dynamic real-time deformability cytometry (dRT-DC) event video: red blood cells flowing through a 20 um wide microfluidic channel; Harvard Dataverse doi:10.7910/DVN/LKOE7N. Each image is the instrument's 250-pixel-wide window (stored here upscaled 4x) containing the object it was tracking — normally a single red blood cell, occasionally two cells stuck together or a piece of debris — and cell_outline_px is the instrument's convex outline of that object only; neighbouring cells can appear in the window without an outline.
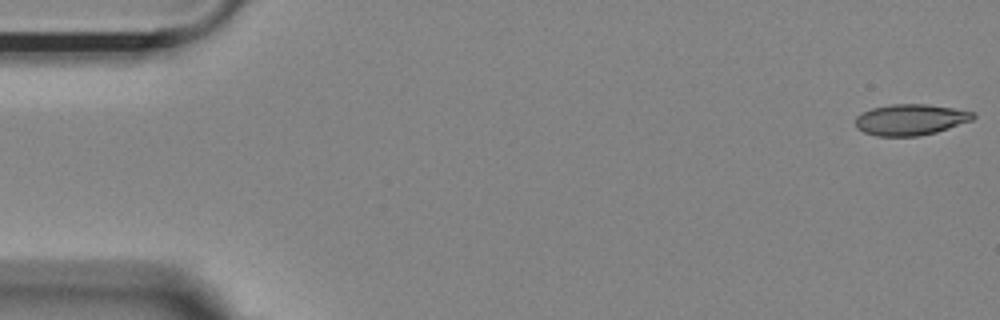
{"species": "Egyptian fruit bat (a non-hibernating species)", "species_latin": "Rousettus aegyptiacus", "temperature_condition": "room temperature", "stored_images_in_passage": 16, "camera_frame_rate_fps": 3000, "um_per_image_px": 0.085, "animal": {"sex": "female"}, "frame": {"image": 1, "passage_image": 1, "time_ms": 0.0, "image_size_px": [1000, 320], "cell_outline_px": [[976, 116], [972, 120], [936, 132], [920, 136], [876, 136], [864, 132], [856, 128], [856, 116], [872, 108], [892, 104], [928, 104], [952, 108], [972, 112]], "centroid_in_image_um": [77.37, 10.17], "position_along_channel_um": 7.6, "area_um2": 21.15}}
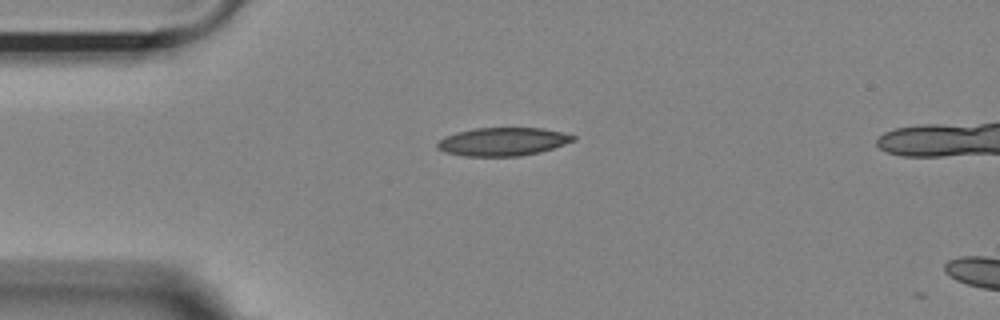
{"frame": {"image": 2, "passage_image": 13, "time_ms": 4.0, "image_size_px": [1000, 320], "cell_outline_px": [[576, 140], [540, 152], [520, 156], [464, 156], [444, 152], [436, 148], [436, 144], [444, 136], [456, 132], [476, 128], [544, 128], [576, 136]], "centroid_in_image_um": [42.7, 12.04], "position_along_channel_um": 42.3, "area_um2": 22.37}}